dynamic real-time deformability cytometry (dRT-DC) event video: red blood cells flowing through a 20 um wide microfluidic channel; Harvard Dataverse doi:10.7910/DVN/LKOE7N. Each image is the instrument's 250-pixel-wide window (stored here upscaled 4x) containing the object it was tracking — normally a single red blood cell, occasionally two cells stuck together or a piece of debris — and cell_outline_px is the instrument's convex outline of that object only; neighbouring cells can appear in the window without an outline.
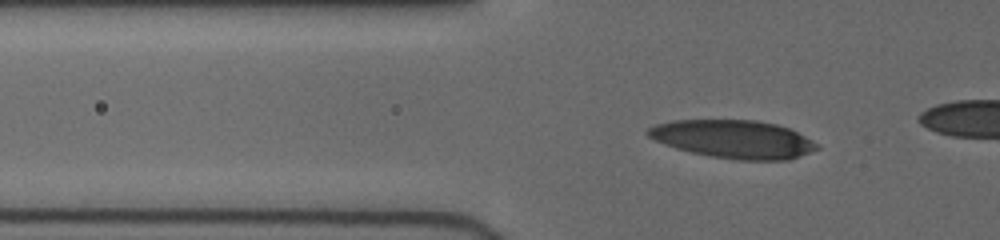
{"species": "human", "species_latin": "Homo sapiens", "temperature_condition": "cold", "stored_images_in_passage": 42, "camera_frame_rate_fps": 3000, "um_per_image_px": 0.085, "donor": {"sex": "female"}, "frame": {"image": 1, "passage_image": 9, "time_ms": 3.0, "image_size_px": [1000, 240], "cell_outline_px": [[820, 148], [788, 160], [736, 160], [712, 156], [692, 152], [676, 148], [664, 144], [648, 136], [644, 132], [648, 128], [656, 124], [672, 120], [756, 120], [776, 124], [788, 128], [820, 144]], "centroid_in_image_um": [62.34, 11.82], "position_along_channel_um": 63.5, "area_um2": 37.45}}
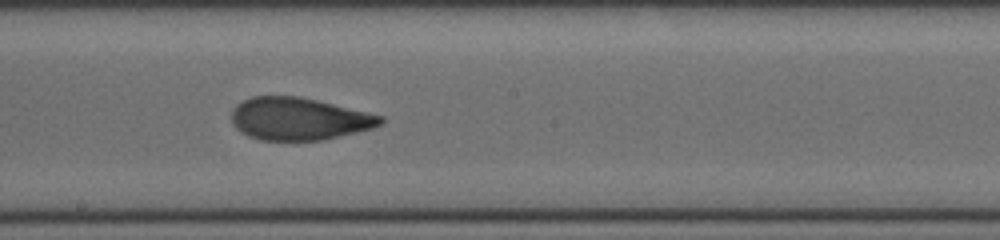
{"frame": {"image": 2, "passage_image": 21, "time_ms": 7.333, "image_size_px": [1000, 240], "cell_outline_px": [[384, 124], [372, 128], [324, 140], [260, 140], [248, 136], [240, 132], [232, 124], [232, 108], [236, 104], [252, 96], [300, 96], [384, 116]], "centroid_in_image_um": [25.39, 10.1], "position_along_channel_um": 222.8, "area_um2": 36.99}}
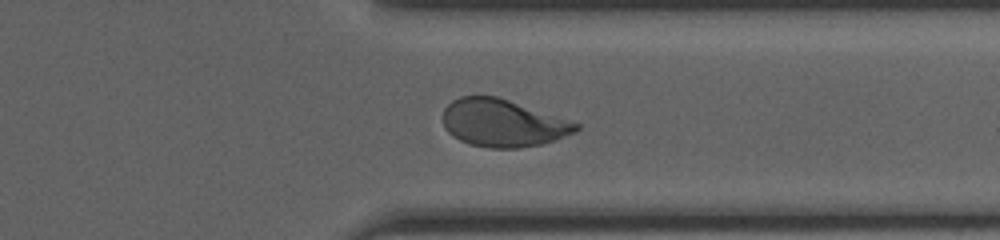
{"frame": {"image": 3, "passage_image": 32, "time_ms": 11.0, "image_size_px": [1000, 240], "cell_outline_px": [[580, 128], [572, 132], [552, 140], [540, 144], [516, 148], [488, 148], [472, 144], [460, 140], [452, 136], [444, 128], [444, 108], [452, 100], [460, 96], [496, 96], [580, 124]], "centroid_in_image_um": [42.67, 10.45], "position_along_channel_um": 368.7, "area_um2": 36.13}}